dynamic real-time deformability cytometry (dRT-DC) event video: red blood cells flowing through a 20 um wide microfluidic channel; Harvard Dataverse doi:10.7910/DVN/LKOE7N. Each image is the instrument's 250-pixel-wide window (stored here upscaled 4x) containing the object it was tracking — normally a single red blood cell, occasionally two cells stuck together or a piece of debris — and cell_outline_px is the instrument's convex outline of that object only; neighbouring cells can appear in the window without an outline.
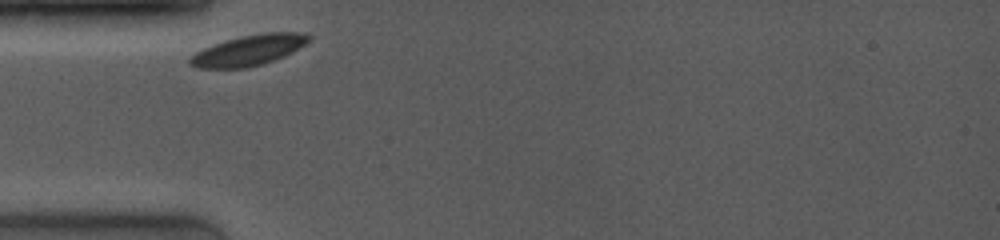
{"species": "common noctule bat (a hibernating species)", "species_latin": "Nyctalus noctula", "temperature_condition": "room temperature", "stored_images_in_passage": 6, "camera_frame_rate_fps": 4000, "um_per_image_px": 0.085, "animal": {"sex": "female", "body_mass_g": 19.0, "forearm_length_mm": 53.3}, "frame": {"image": 1, "passage_image": 1, "time_ms": 0.0, "image_size_px": [1000, 240], "cell_outline_px": [[312, 40], [292, 52], [284, 56], [260, 64], [244, 68], [196, 68], [188, 64], [188, 60], [196, 52], [204, 48], [240, 36], [264, 32], [308, 32], [312, 36]], "centroid_in_image_um": [21.19, 4.26], "position_along_channel_um": 63.8, "area_um2": 21.1}}